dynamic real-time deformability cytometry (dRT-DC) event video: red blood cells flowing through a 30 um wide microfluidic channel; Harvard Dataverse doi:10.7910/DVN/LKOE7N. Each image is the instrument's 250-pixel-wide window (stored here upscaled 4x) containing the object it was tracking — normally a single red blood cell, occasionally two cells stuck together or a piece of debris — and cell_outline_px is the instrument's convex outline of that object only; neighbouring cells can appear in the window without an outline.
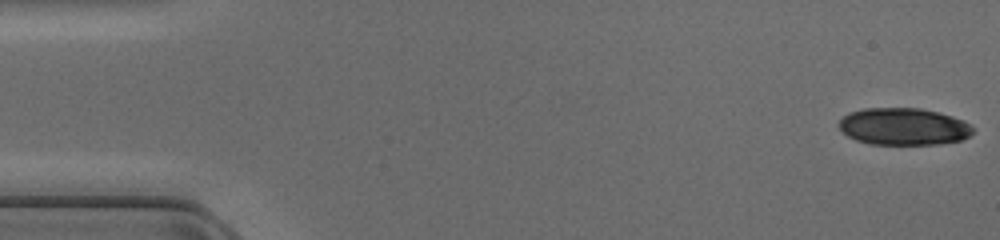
{"species": "common noctule bat (a hibernating species)", "species_latin": "Nyctalus noctula", "temperature_condition": "cold", "stored_images_in_passage": 48, "camera_frame_rate_fps": 3000, "um_per_image_px": 0.085, "animal": {"sex": "female", "body_mass_g": 17.0, "forearm_length_mm": 48.0}, "frame": {"image": 1, "passage_image": 1, "time_ms": 0.0, "image_size_px": [1000, 240], "cell_outline_px": [[972, 132], [968, 136], [960, 140], [936, 144], [872, 144], [856, 140], [848, 136], [840, 128], [840, 120], [848, 112], [864, 108], [920, 108], [952, 116], [964, 120], [972, 128]], "centroid_in_image_um": [76.78, 10.75], "position_along_channel_um": 8.2, "area_um2": 28.67}}
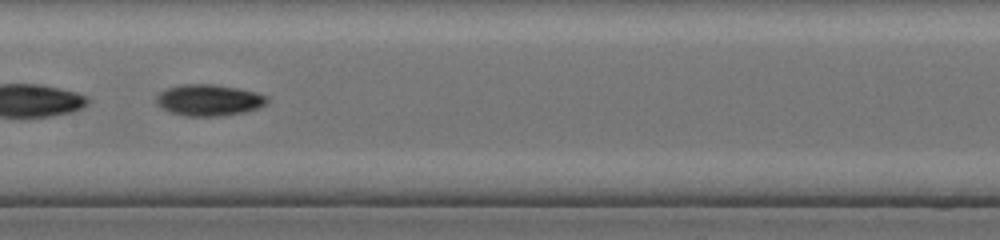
{"frame": {"image": 2, "passage_image": 24, "time_ms": 7.667, "image_size_px": [1000, 240], "cell_outline_px": [[268, 100], [264, 104], [256, 108], [244, 112], [220, 116], [184, 116], [172, 112], [156, 104], [156, 96], [160, 92], [168, 88], [180, 84], [212, 84], [236, 88], [256, 92], [268, 96]], "centroid_in_image_um": [17.74, 8.5], "position_along_channel_um": 189.7, "area_um2": 20.06}}
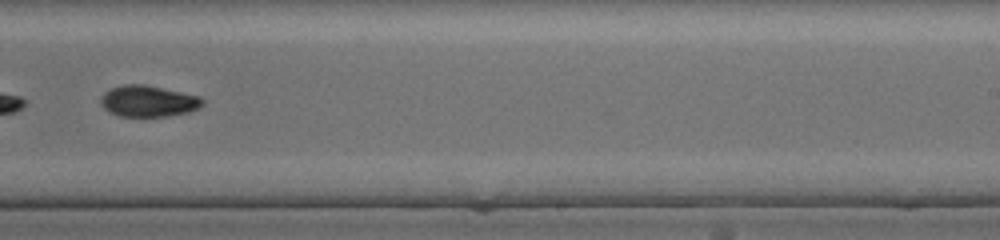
{"frame": {"image": 3, "passage_image": 30, "time_ms": 9.667, "image_size_px": [1000, 240], "cell_outline_px": [[204, 104], [200, 108], [188, 112], [168, 116], [120, 116], [108, 112], [100, 104], [100, 96], [104, 92], [112, 88], [124, 84], [144, 84], [200, 96], [204, 100]], "centroid_in_image_um": [12.6, 8.6], "position_along_channel_um": 276.4, "area_um2": 18.67}}